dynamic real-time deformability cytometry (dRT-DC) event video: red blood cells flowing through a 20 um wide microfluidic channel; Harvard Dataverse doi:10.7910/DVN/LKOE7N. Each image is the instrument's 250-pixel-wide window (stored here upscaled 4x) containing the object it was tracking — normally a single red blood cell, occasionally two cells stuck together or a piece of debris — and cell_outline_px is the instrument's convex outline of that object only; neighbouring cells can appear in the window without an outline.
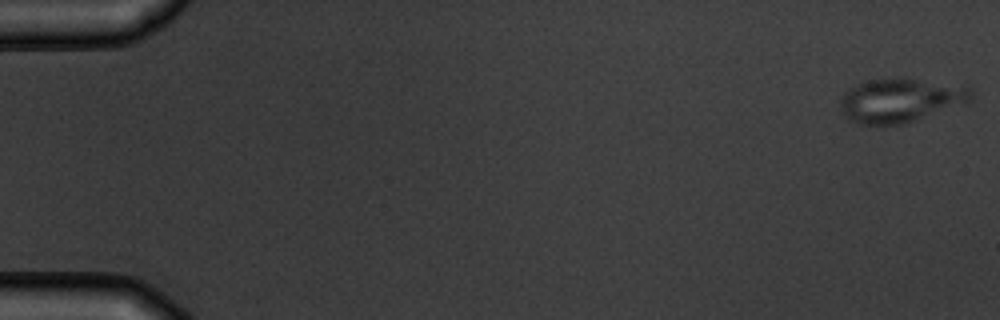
{"species": "common noctule bat (a hibernating species)", "species_latin": "Nyctalus noctula", "temperature_condition": "warm", "stored_images_in_passage": 5, "camera_frame_rate_fps": 3000, "um_per_image_px": 0.085, "animal": {"sex": "male", "body_mass_g": 19.5, "forearm_length_mm": 54.6}, "frame": {"image": 1, "passage_image": 1, "time_ms": 0.0, "image_size_px": [1000, 320], "cell_outline_px": [[972, 100], [908, 124], [860, 124], [848, 120], [844, 116], [840, 104], [840, 100], [844, 92], [856, 84], [864, 80], [892, 76], [904, 76], [968, 84], [972, 88]], "centroid_in_image_um": [76.6, 8.46], "position_along_channel_um": 8.4, "area_um2": 34.97}}